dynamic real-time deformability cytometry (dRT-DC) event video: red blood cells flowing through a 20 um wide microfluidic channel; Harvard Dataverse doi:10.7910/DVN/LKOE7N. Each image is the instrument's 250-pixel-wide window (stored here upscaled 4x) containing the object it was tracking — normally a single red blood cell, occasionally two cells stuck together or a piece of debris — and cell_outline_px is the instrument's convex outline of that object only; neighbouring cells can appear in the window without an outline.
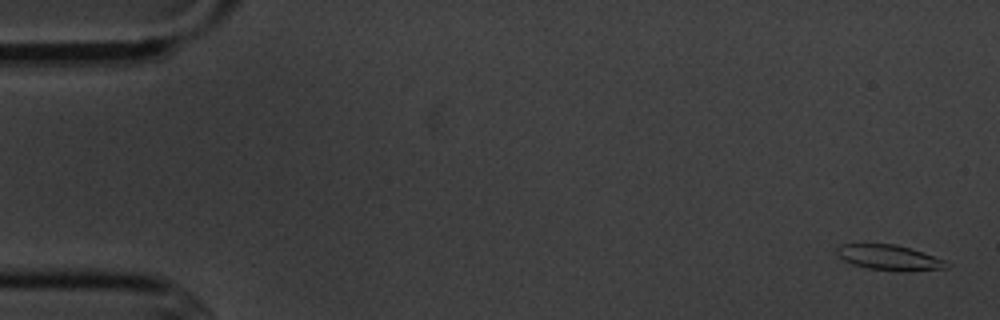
{"species": "common noctule bat (a hibernating species)", "species_latin": "Nyctalus noctula", "temperature_condition": "cold", "stored_images_in_passage": 5, "camera_frame_rate_fps": 3000, "um_per_image_px": 0.085, "animal": {"sex": "male", "body_mass_g": 20.1, "forearm_length_mm": 53.5}, "frame": {"image": 1, "passage_image": 1, "time_ms": 0.0, "image_size_px": [1000, 320], "cell_outline_px": [[952, 264], [948, 268], [900, 272], [896, 272], [868, 268], [852, 264], [844, 260], [836, 252], [836, 248], [840, 244], [896, 244], [912, 248], [924, 252], [944, 260]], "centroid_in_image_um": [75.64, 21.9], "position_along_channel_um": 9.4, "area_um2": 16.42}}
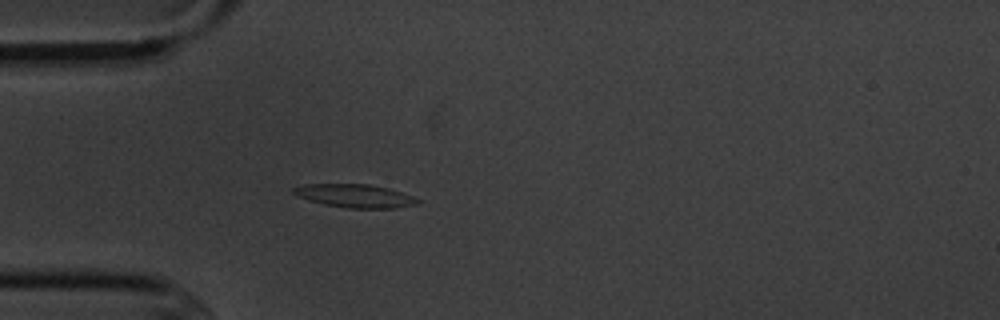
{"frame": {"image": 2, "passage_image": 5, "time_ms": 4.667, "image_size_px": [1000, 320], "cell_outline_px": [[420, 204], [396, 208], [348, 208], [324, 204], [300, 196], [292, 192], [292, 188], [304, 184], [368, 184], [388, 188], [412, 196], [420, 200]], "centroid_in_image_um": [30.22, 16.65], "position_along_channel_um": 54.8, "area_um2": 16.65}}